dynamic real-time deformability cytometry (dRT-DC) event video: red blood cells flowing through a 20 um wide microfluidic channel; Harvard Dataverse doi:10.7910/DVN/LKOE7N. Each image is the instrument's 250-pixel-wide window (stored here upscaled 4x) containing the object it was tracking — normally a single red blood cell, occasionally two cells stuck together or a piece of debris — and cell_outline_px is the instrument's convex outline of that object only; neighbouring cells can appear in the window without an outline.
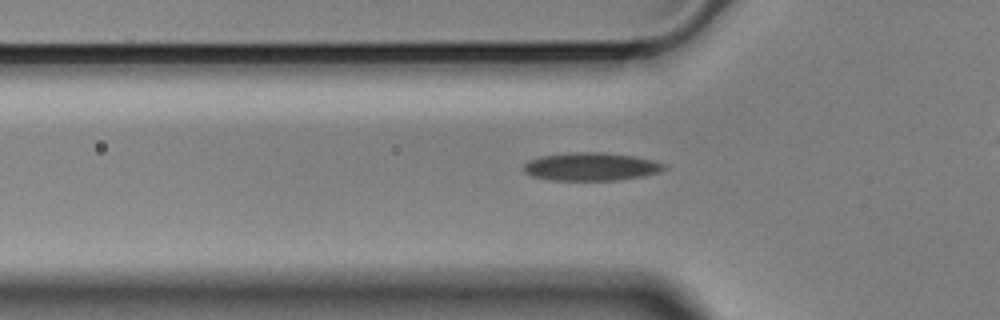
{"species": "Egyptian fruit bat (a non-hibernating species)", "species_latin": "Rousettus aegyptiacus", "temperature_condition": "cold", "stored_images_in_passage": 48, "camera_frame_rate_fps": 3000, "um_per_image_px": 0.085, "animal": {"sex": "male"}, "frame": {"image": 1, "passage_image": 17, "time_ms": 5.333, "image_size_px": [1000, 320], "cell_outline_px": [[668, 168], [660, 172], [644, 176], [620, 180], [548, 180], [532, 176], [524, 172], [524, 164], [528, 160], [540, 156], [572, 152], [596, 152], [632, 156], [652, 160], [664, 164]], "centroid_in_image_um": [50.23, 14.17], "position_along_channel_um": 75.6, "area_um2": 23.0}}
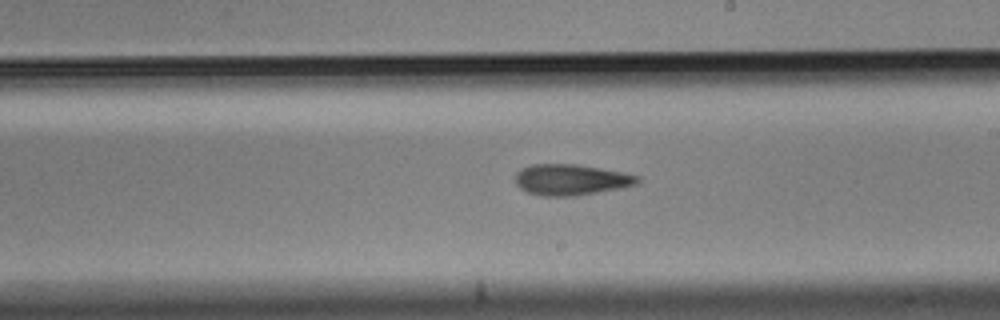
{"frame": {"image": 2, "passage_image": 31, "time_ms": 10.0, "image_size_px": [1000, 320], "cell_outline_px": [[640, 180], [636, 184], [620, 188], [576, 196], [540, 196], [528, 192], [520, 188], [516, 184], [516, 172], [520, 168], [532, 164], [576, 164], [620, 172], [640, 176]], "centroid_in_image_um": [48.49, 15.28], "position_along_channel_um": 240.5, "area_um2": 21.96}}
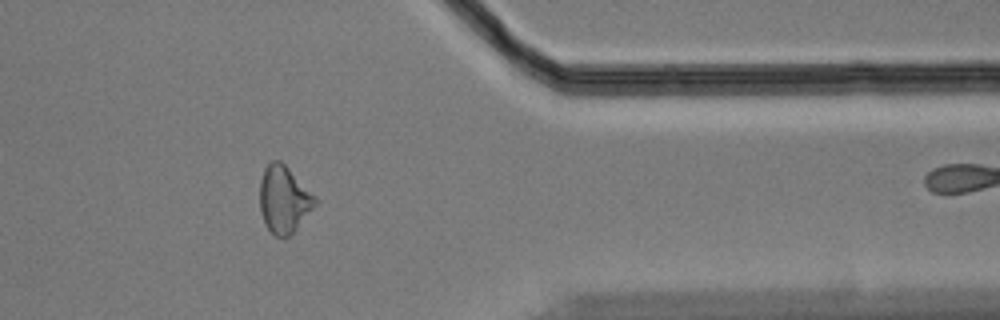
{"frame": {"image": 3, "passage_image": 45, "time_ms": 14.667, "image_size_px": [1000, 320], "cell_outline_px": [[316, 204], [296, 228], [288, 236], [276, 236], [264, 224], [260, 208], [260, 180], [264, 168], [272, 160], [280, 160], [288, 168], [316, 200]], "centroid_in_image_um": [24.07, 16.94], "position_along_channel_um": 387.3, "area_um2": 20.81}}